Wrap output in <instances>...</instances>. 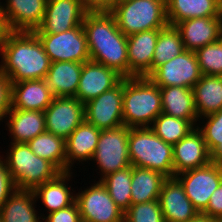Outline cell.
Masks as SVG:
<instances>
[{
	"mask_svg": "<svg viewBox=\"0 0 222 222\" xmlns=\"http://www.w3.org/2000/svg\"><path fill=\"white\" fill-rule=\"evenodd\" d=\"M0 71L11 83L45 79L51 60L34 32L5 31L0 48Z\"/></svg>",
	"mask_w": 222,
	"mask_h": 222,
	"instance_id": "obj_1",
	"label": "cell"
},
{
	"mask_svg": "<svg viewBox=\"0 0 222 222\" xmlns=\"http://www.w3.org/2000/svg\"><path fill=\"white\" fill-rule=\"evenodd\" d=\"M90 60L129 78L127 36L110 12H87L83 20Z\"/></svg>",
	"mask_w": 222,
	"mask_h": 222,
	"instance_id": "obj_2",
	"label": "cell"
},
{
	"mask_svg": "<svg viewBox=\"0 0 222 222\" xmlns=\"http://www.w3.org/2000/svg\"><path fill=\"white\" fill-rule=\"evenodd\" d=\"M123 125L151 127L162 113L160 88L149 77L123 78Z\"/></svg>",
	"mask_w": 222,
	"mask_h": 222,
	"instance_id": "obj_3",
	"label": "cell"
},
{
	"mask_svg": "<svg viewBox=\"0 0 222 222\" xmlns=\"http://www.w3.org/2000/svg\"><path fill=\"white\" fill-rule=\"evenodd\" d=\"M128 150L132 166L174 177L173 145L165 143L150 127L129 128Z\"/></svg>",
	"mask_w": 222,
	"mask_h": 222,
	"instance_id": "obj_4",
	"label": "cell"
},
{
	"mask_svg": "<svg viewBox=\"0 0 222 222\" xmlns=\"http://www.w3.org/2000/svg\"><path fill=\"white\" fill-rule=\"evenodd\" d=\"M10 143L4 160L18 190H34L60 173L51 162L35 155L27 143Z\"/></svg>",
	"mask_w": 222,
	"mask_h": 222,
	"instance_id": "obj_5",
	"label": "cell"
},
{
	"mask_svg": "<svg viewBox=\"0 0 222 222\" xmlns=\"http://www.w3.org/2000/svg\"><path fill=\"white\" fill-rule=\"evenodd\" d=\"M110 13L126 36L169 25L166 0H130L115 4Z\"/></svg>",
	"mask_w": 222,
	"mask_h": 222,
	"instance_id": "obj_6",
	"label": "cell"
},
{
	"mask_svg": "<svg viewBox=\"0 0 222 222\" xmlns=\"http://www.w3.org/2000/svg\"><path fill=\"white\" fill-rule=\"evenodd\" d=\"M129 128L101 130L92 160L97 164L101 181L107 175L131 166L128 150Z\"/></svg>",
	"mask_w": 222,
	"mask_h": 222,
	"instance_id": "obj_7",
	"label": "cell"
},
{
	"mask_svg": "<svg viewBox=\"0 0 222 222\" xmlns=\"http://www.w3.org/2000/svg\"><path fill=\"white\" fill-rule=\"evenodd\" d=\"M75 194L82 222H124V212L101 181Z\"/></svg>",
	"mask_w": 222,
	"mask_h": 222,
	"instance_id": "obj_8",
	"label": "cell"
},
{
	"mask_svg": "<svg viewBox=\"0 0 222 222\" xmlns=\"http://www.w3.org/2000/svg\"><path fill=\"white\" fill-rule=\"evenodd\" d=\"M51 62L90 61L87 37L83 25L57 34H36Z\"/></svg>",
	"mask_w": 222,
	"mask_h": 222,
	"instance_id": "obj_9",
	"label": "cell"
},
{
	"mask_svg": "<svg viewBox=\"0 0 222 222\" xmlns=\"http://www.w3.org/2000/svg\"><path fill=\"white\" fill-rule=\"evenodd\" d=\"M159 88L180 86L193 89L202 77L195 51L184 50L158 66L148 76Z\"/></svg>",
	"mask_w": 222,
	"mask_h": 222,
	"instance_id": "obj_10",
	"label": "cell"
},
{
	"mask_svg": "<svg viewBox=\"0 0 222 222\" xmlns=\"http://www.w3.org/2000/svg\"><path fill=\"white\" fill-rule=\"evenodd\" d=\"M123 79L84 104L85 121L100 130L123 126Z\"/></svg>",
	"mask_w": 222,
	"mask_h": 222,
	"instance_id": "obj_11",
	"label": "cell"
},
{
	"mask_svg": "<svg viewBox=\"0 0 222 222\" xmlns=\"http://www.w3.org/2000/svg\"><path fill=\"white\" fill-rule=\"evenodd\" d=\"M176 177L183 184L186 196L201 214L207 208L211 195L222 182V169L210 162L205 166L182 172Z\"/></svg>",
	"mask_w": 222,
	"mask_h": 222,
	"instance_id": "obj_12",
	"label": "cell"
},
{
	"mask_svg": "<svg viewBox=\"0 0 222 222\" xmlns=\"http://www.w3.org/2000/svg\"><path fill=\"white\" fill-rule=\"evenodd\" d=\"M44 114L46 131L64 140L85 120L84 104L76 97H54Z\"/></svg>",
	"mask_w": 222,
	"mask_h": 222,
	"instance_id": "obj_13",
	"label": "cell"
},
{
	"mask_svg": "<svg viewBox=\"0 0 222 222\" xmlns=\"http://www.w3.org/2000/svg\"><path fill=\"white\" fill-rule=\"evenodd\" d=\"M87 13L81 0H47L44 18L35 34H57L83 23Z\"/></svg>",
	"mask_w": 222,
	"mask_h": 222,
	"instance_id": "obj_14",
	"label": "cell"
},
{
	"mask_svg": "<svg viewBox=\"0 0 222 222\" xmlns=\"http://www.w3.org/2000/svg\"><path fill=\"white\" fill-rule=\"evenodd\" d=\"M5 2L1 4H3L2 16L7 31L34 32L42 24L47 0H5Z\"/></svg>",
	"mask_w": 222,
	"mask_h": 222,
	"instance_id": "obj_15",
	"label": "cell"
},
{
	"mask_svg": "<svg viewBox=\"0 0 222 222\" xmlns=\"http://www.w3.org/2000/svg\"><path fill=\"white\" fill-rule=\"evenodd\" d=\"M158 201L165 222H189L200 214L176 176L165 179Z\"/></svg>",
	"mask_w": 222,
	"mask_h": 222,
	"instance_id": "obj_16",
	"label": "cell"
},
{
	"mask_svg": "<svg viewBox=\"0 0 222 222\" xmlns=\"http://www.w3.org/2000/svg\"><path fill=\"white\" fill-rule=\"evenodd\" d=\"M211 162V154L197 126L173 145L174 176Z\"/></svg>",
	"mask_w": 222,
	"mask_h": 222,
	"instance_id": "obj_17",
	"label": "cell"
},
{
	"mask_svg": "<svg viewBox=\"0 0 222 222\" xmlns=\"http://www.w3.org/2000/svg\"><path fill=\"white\" fill-rule=\"evenodd\" d=\"M123 77L105 65L88 61L83 63L76 98L83 104L115 87Z\"/></svg>",
	"mask_w": 222,
	"mask_h": 222,
	"instance_id": "obj_18",
	"label": "cell"
},
{
	"mask_svg": "<svg viewBox=\"0 0 222 222\" xmlns=\"http://www.w3.org/2000/svg\"><path fill=\"white\" fill-rule=\"evenodd\" d=\"M161 29L142 31L127 36L129 77H148L152 73V60Z\"/></svg>",
	"mask_w": 222,
	"mask_h": 222,
	"instance_id": "obj_19",
	"label": "cell"
},
{
	"mask_svg": "<svg viewBox=\"0 0 222 222\" xmlns=\"http://www.w3.org/2000/svg\"><path fill=\"white\" fill-rule=\"evenodd\" d=\"M222 17H198L179 22V30L184 49L196 51L216 42L221 36Z\"/></svg>",
	"mask_w": 222,
	"mask_h": 222,
	"instance_id": "obj_20",
	"label": "cell"
},
{
	"mask_svg": "<svg viewBox=\"0 0 222 222\" xmlns=\"http://www.w3.org/2000/svg\"><path fill=\"white\" fill-rule=\"evenodd\" d=\"M54 95L44 79L25 80L11 85V108L44 112Z\"/></svg>",
	"mask_w": 222,
	"mask_h": 222,
	"instance_id": "obj_21",
	"label": "cell"
},
{
	"mask_svg": "<svg viewBox=\"0 0 222 222\" xmlns=\"http://www.w3.org/2000/svg\"><path fill=\"white\" fill-rule=\"evenodd\" d=\"M101 130L83 121L65 140L66 147V172L72 171L71 167L79 161H92L95 154Z\"/></svg>",
	"mask_w": 222,
	"mask_h": 222,
	"instance_id": "obj_22",
	"label": "cell"
},
{
	"mask_svg": "<svg viewBox=\"0 0 222 222\" xmlns=\"http://www.w3.org/2000/svg\"><path fill=\"white\" fill-rule=\"evenodd\" d=\"M4 118L9 136L12 135V143H27L46 131L45 114L42 111L11 108Z\"/></svg>",
	"mask_w": 222,
	"mask_h": 222,
	"instance_id": "obj_23",
	"label": "cell"
},
{
	"mask_svg": "<svg viewBox=\"0 0 222 222\" xmlns=\"http://www.w3.org/2000/svg\"><path fill=\"white\" fill-rule=\"evenodd\" d=\"M70 177L72 178L71 171L60 172L54 179L33 190L36 200L40 198L42 204L47 208V214L66 208L75 202L76 194H73L75 191L67 183L71 179Z\"/></svg>",
	"mask_w": 222,
	"mask_h": 222,
	"instance_id": "obj_24",
	"label": "cell"
},
{
	"mask_svg": "<svg viewBox=\"0 0 222 222\" xmlns=\"http://www.w3.org/2000/svg\"><path fill=\"white\" fill-rule=\"evenodd\" d=\"M83 63L51 62L45 81L54 97H76Z\"/></svg>",
	"mask_w": 222,
	"mask_h": 222,
	"instance_id": "obj_25",
	"label": "cell"
},
{
	"mask_svg": "<svg viewBox=\"0 0 222 222\" xmlns=\"http://www.w3.org/2000/svg\"><path fill=\"white\" fill-rule=\"evenodd\" d=\"M162 113L179 119L189 120L195 127L199 117L195 107L193 89L168 86L160 88Z\"/></svg>",
	"mask_w": 222,
	"mask_h": 222,
	"instance_id": "obj_26",
	"label": "cell"
},
{
	"mask_svg": "<svg viewBox=\"0 0 222 222\" xmlns=\"http://www.w3.org/2000/svg\"><path fill=\"white\" fill-rule=\"evenodd\" d=\"M168 23L176 26L191 18L222 17V3L218 0H166Z\"/></svg>",
	"mask_w": 222,
	"mask_h": 222,
	"instance_id": "obj_27",
	"label": "cell"
},
{
	"mask_svg": "<svg viewBox=\"0 0 222 222\" xmlns=\"http://www.w3.org/2000/svg\"><path fill=\"white\" fill-rule=\"evenodd\" d=\"M33 190H16L0 208L1 222H43L36 212Z\"/></svg>",
	"mask_w": 222,
	"mask_h": 222,
	"instance_id": "obj_28",
	"label": "cell"
},
{
	"mask_svg": "<svg viewBox=\"0 0 222 222\" xmlns=\"http://www.w3.org/2000/svg\"><path fill=\"white\" fill-rule=\"evenodd\" d=\"M195 107L199 118L222 109V76L202 75L193 87Z\"/></svg>",
	"mask_w": 222,
	"mask_h": 222,
	"instance_id": "obj_29",
	"label": "cell"
},
{
	"mask_svg": "<svg viewBox=\"0 0 222 222\" xmlns=\"http://www.w3.org/2000/svg\"><path fill=\"white\" fill-rule=\"evenodd\" d=\"M166 178L157 171L132 166L131 205L158 200Z\"/></svg>",
	"mask_w": 222,
	"mask_h": 222,
	"instance_id": "obj_30",
	"label": "cell"
},
{
	"mask_svg": "<svg viewBox=\"0 0 222 222\" xmlns=\"http://www.w3.org/2000/svg\"><path fill=\"white\" fill-rule=\"evenodd\" d=\"M33 153L51 162L60 172H66L65 140L48 131L27 142Z\"/></svg>",
	"mask_w": 222,
	"mask_h": 222,
	"instance_id": "obj_31",
	"label": "cell"
},
{
	"mask_svg": "<svg viewBox=\"0 0 222 222\" xmlns=\"http://www.w3.org/2000/svg\"><path fill=\"white\" fill-rule=\"evenodd\" d=\"M184 50L181 34L175 26L168 25L161 29L153 54L152 72L158 66L175 58Z\"/></svg>",
	"mask_w": 222,
	"mask_h": 222,
	"instance_id": "obj_32",
	"label": "cell"
},
{
	"mask_svg": "<svg viewBox=\"0 0 222 222\" xmlns=\"http://www.w3.org/2000/svg\"><path fill=\"white\" fill-rule=\"evenodd\" d=\"M131 180L132 165L113 172L101 180L111 198L123 212L131 206Z\"/></svg>",
	"mask_w": 222,
	"mask_h": 222,
	"instance_id": "obj_33",
	"label": "cell"
},
{
	"mask_svg": "<svg viewBox=\"0 0 222 222\" xmlns=\"http://www.w3.org/2000/svg\"><path fill=\"white\" fill-rule=\"evenodd\" d=\"M165 143L174 145L183 139L195 126L185 119L161 113L150 127Z\"/></svg>",
	"mask_w": 222,
	"mask_h": 222,
	"instance_id": "obj_34",
	"label": "cell"
},
{
	"mask_svg": "<svg viewBox=\"0 0 222 222\" xmlns=\"http://www.w3.org/2000/svg\"><path fill=\"white\" fill-rule=\"evenodd\" d=\"M202 75L222 76V40L195 51Z\"/></svg>",
	"mask_w": 222,
	"mask_h": 222,
	"instance_id": "obj_35",
	"label": "cell"
},
{
	"mask_svg": "<svg viewBox=\"0 0 222 222\" xmlns=\"http://www.w3.org/2000/svg\"><path fill=\"white\" fill-rule=\"evenodd\" d=\"M124 222H165L158 200L131 205L124 212Z\"/></svg>",
	"mask_w": 222,
	"mask_h": 222,
	"instance_id": "obj_36",
	"label": "cell"
},
{
	"mask_svg": "<svg viewBox=\"0 0 222 222\" xmlns=\"http://www.w3.org/2000/svg\"><path fill=\"white\" fill-rule=\"evenodd\" d=\"M200 120H202L201 124L204 125H200V127L198 125L197 128L203 134L204 141L211 154L222 144V109L216 113L207 115L204 118H199V122Z\"/></svg>",
	"mask_w": 222,
	"mask_h": 222,
	"instance_id": "obj_37",
	"label": "cell"
},
{
	"mask_svg": "<svg viewBox=\"0 0 222 222\" xmlns=\"http://www.w3.org/2000/svg\"><path fill=\"white\" fill-rule=\"evenodd\" d=\"M5 156L0 155V208L6 200L17 190L14 180L7 168Z\"/></svg>",
	"mask_w": 222,
	"mask_h": 222,
	"instance_id": "obj_38",
	"label": "cell"
},
{
	"mask_svg": "<svg viewBox=\"0 0 222 222\" xmlns=\"http://www.w3.org/2000/svg\"><path fill=\"white\" fill-rule=\"evenodd\" d=\"M42 215L44 222H82L80 217V211L77 202L72 205L52 212L47 216Z\"/></svg>",
	"mask_w": 222,
	"mask_h": 222,
	"instance_id": "obj_39",
	"label": "cell"
},
{
	"mask_svg": "<svg viewBox=\"0 0 222 222\" xmlns=\"http://www.w3.org/2000/svg\"><path fill=\"white\" fill-rule=\"evenodd\" d=\"M11 85L9 78L0 71V122L11 109Z\"/></svg>",
	"mask_w": 222,
	"mask_h": 222,
	"instance_id": "obj_40",
	"label": "cell"
},
{
	"mask_svg": "<svg viewBox=\"0 0 222 222\" xmlns=\"http://www.w3.org/2000/svg\"><path fill=\"white\" fill-rule=\"evenodd\" d=\"M201 214L211 219L222 217V182L211 195L207 208Z\"/></svg>",
	"mask_w": 222,
	"mask_h": 222,
	"instance_id": "obj_41",
	"label": "cell"
},
{
	"mask_svg": "<svg viewBox=\"0 0 222 222\" xmlns=\"http://www.w3.org/2000/svg\"><path fill=\"white\" fill-rule=\"evenodd\" d=\"M87 12H110L115 0H81Z\"/></svg>",
	"mask_w": 222,
	"mask_h": 222,
	"instance_id": "obj_42",
	"label": "cell"
},
{
	"mask_svg": "<svg viewBox=\"0 0 222 222\" xmlns=\"http://www.w3.org/2000/svg\"><path fill=\"white\" fill-rule=\"evenodd\" d=\"M211 162L222 169V144L211 153Z\"/></svg>",
	"mask_w": 222,
	"mask_h": 222,
	"instance_id": "obj_43",
	"label": "cell"
},
{
	"mask_svg": "<svg viewBox=\"0 0 222 222\" xmlns=\"http://www.w3.org/2000/svg\"><path fill=\"white\" fill-rule=\"evenodd\" d=\"M189 222H212V219L203 214H199L196 218L192 219Z\"/></svg>",
	"mask_w": 222,
	"mask_h": 222,
	"instance_id": "obj_44",
	"label": "cell"
},
{
	"mask_svg": "<svg viewBox=\"0 0 222 222\" xmlns=\"http://www.w3.org/2000/svg\"><path fill=\"white\" fill-rule=\"evenodd\" d=\"M5 31H6V29H5L4 21H0V48H1V42H2V38H3Z\"/></svg>",
	"mask_w": 222,
	"mask_h": 222,
	"instance_id": "obj_45",
	"label": "cell"
},
{
	"mask_svg": "<svg viewBox=\"0 0 222 222\" xmlns=\"http://www.w3.org/2000/svg\"><path fill=\"white\" fill-rule=\"evenodd\" d=\"M1 1V0H0ZM2 2H0V21H3V16H2Z\"/></svg>",
	"mask_w": 222,
	"mask_h": 222,
	"instance_id": "obj_46",
	"label": "cell"
},
{
	"mask_svg": "<svg viewBox=\"0 0 222 222\" xmlns=\"http://www.w3.org/2000/svg\"><path fill=\"white\" fill-rule=\"evenodd\" d=\"M212 222H222V217L212 219Z\"/></svg>",
	"mask_w": 222,
	"mask_h": 222,
	"instance_id": "obj_47",
	"label": "cell"
},
{
	"mask_svg": "<svg viewBox=\"0 0 222 222\" xmlns=\"http://www.w3.org/2000/svg\"><path fill=\"white\" fill-rule=\"evenodd\" d=\"M126 1H130V0H115V4L121 3V2H126Z\"/></svg>",
	"mask_w": 222,
	"mask_h": 222,
	"instance_id": "obj_48",
	"label": "cell"
},
{
	"mask_svg": "<svg viewBox=\"0 0 222 222\" xmlns=\"http://www.w3.org/2000/svg\"><path fill=\"white\" fill-rule=\"evenodd\" d=\"M220 39L222 40V26H221V36H220Z\"/></svg>",
	"mask_w": 222,
	"mask_h": 222,
	"instance_id": "obj_49",
	"label": "cell"
}]
</instances>
